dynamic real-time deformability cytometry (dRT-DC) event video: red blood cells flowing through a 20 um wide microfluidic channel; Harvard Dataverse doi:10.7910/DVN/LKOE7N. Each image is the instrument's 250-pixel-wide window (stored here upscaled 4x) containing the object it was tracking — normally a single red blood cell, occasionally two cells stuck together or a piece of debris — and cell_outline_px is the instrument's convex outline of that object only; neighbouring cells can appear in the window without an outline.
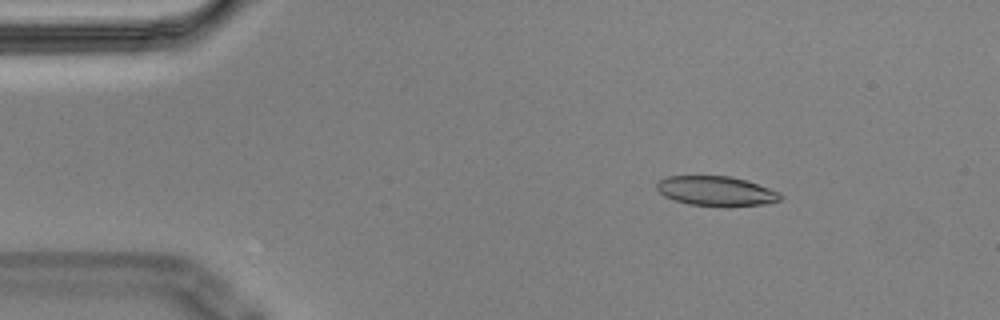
{"species": "Egyptian fruit bat (a non-hibernating species)", "species_latin": "Rousettus aegyptiacus", "temperature_condition": "cold", "stored_images_in_passage": 15, "camera_frame_rate_fps": 3000, "um_per_image_px": 0.085, "animal": {"sex": "male"}, "frame": {"image": 1, "passage_image": 3, "time_ms": 0.667, "image_size_px": [1000, 320], "cell_outline_px": [[784, 196], [780, 200], [764, 204], [728, 208], [724, 208], [688, 204], [664, 196], [656, 188], [656, 184], [660, 180], [668, 176], [732, 176], [748, 180], [780, 192]], "centroid_in_image_um": [60.93, 16.26], "position_along_channel_um": 24.1, "area_um2": 21.91}}
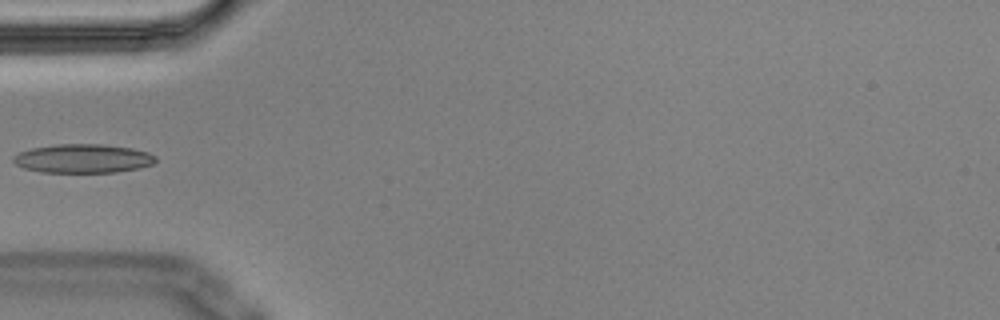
{"frame": {"image": 2, "passage_image": 5, "time_ms": 1.333, "image_size_px": [1000, 320], "cell_outline_px": [[156, 160], [152, 164], [140, 168], [116, 172], [44, 172], [24, 168], [16, 164], [12, 160], [12, 156], [20, 152], [32, 148], [56, 144], [104, 144], [132, 148], [148, 152], [156, 156]], "centroid_in_image_um": [7.07, 13.47], "position_along_channel_um": 77.9, "area_um2": 23.93}}
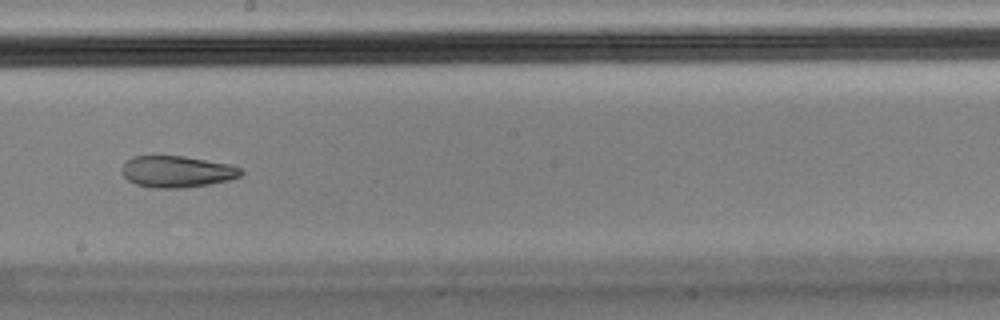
{"frame": {"image": 3, "passage_image": 9, "time_ms": 2.667, "image_size_px": [1000, 320], "cell_outline_px": [[244, 172], [240, 176], [228, 180], [208, 184], [180, 188], [152, 188], [136, 184], [128, 180], [120, 172], [120, 168], [132, 156], [152, 152], [184, 156], [228, 164], [240, 168]], "centroid_in_image_um": [14.94, 14.54], "position_along_channel_um": 233.3, "area_um2": 22.54}}